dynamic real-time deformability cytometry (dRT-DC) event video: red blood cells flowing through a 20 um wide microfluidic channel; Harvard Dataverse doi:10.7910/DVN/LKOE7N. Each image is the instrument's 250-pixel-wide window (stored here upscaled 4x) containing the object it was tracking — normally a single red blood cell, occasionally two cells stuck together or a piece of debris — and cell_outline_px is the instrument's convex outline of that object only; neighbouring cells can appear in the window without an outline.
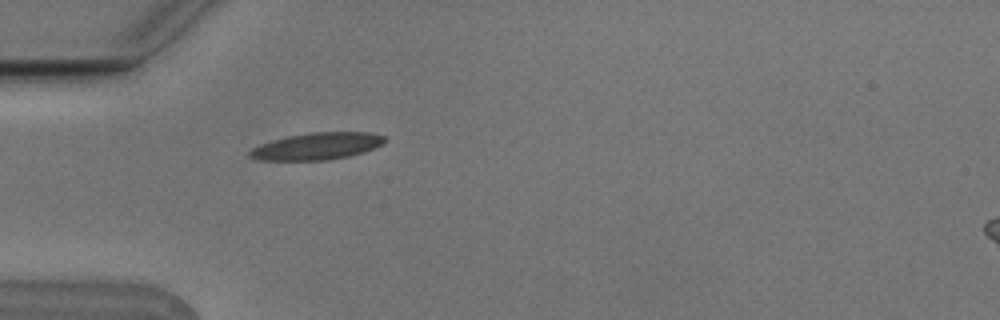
{"species": "Egyptian fruit bat (a non-hibernating species)", "species_latin": "Rousettus aegyptiacus", "temperature_condition": "cold", "stored_images_in_passage": 1, "camera_frame_rate_fps": 3000, "um_per_image_px": 0.085, "animal": {"sex": "male"}, "frame": {"image": 1, "passage_image": 1, "time_ms": 0.0, "image_size_px": [1000, 320], "cell_outline_px": [[388, 140], [384, 144], [364, 152], [348, 156], [328, 160], [256, 160], [248, 156], [248, 152], [252, 148], [260, 144], [272, 140], [288, 136], [308, 132], [368, 132], [384, 136]], "centroid_in_image_um": [26.95, 12.42], "position_along_channel_um": 58.1, "area_um2": 21.39}}